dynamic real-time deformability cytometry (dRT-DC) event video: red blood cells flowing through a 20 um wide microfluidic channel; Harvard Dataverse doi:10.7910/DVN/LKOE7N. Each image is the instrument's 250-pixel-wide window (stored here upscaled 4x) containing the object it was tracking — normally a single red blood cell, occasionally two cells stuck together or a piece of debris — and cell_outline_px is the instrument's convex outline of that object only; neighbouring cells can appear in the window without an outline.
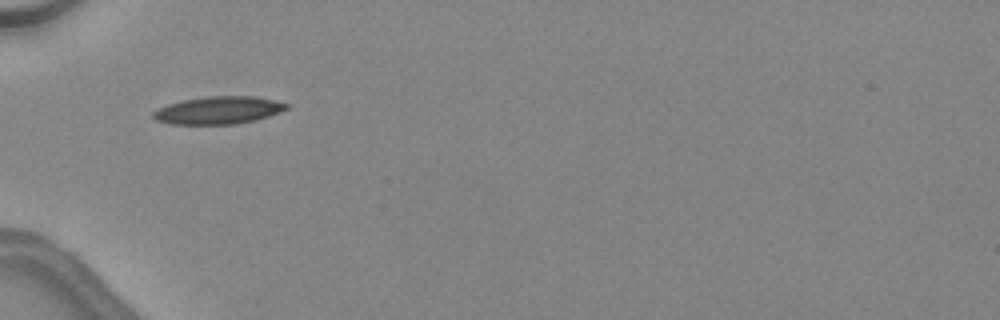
{"species": "common noctule bat (a hibernating species)", "species_latin": "Nyctalus noctula", "temperature_condition": "warm", "stored_images_in_passage": 30, "camera_frame_rate_fps": 3000, "um_per_image_px": 0.085, "animal": {"sex": "female", "body_mass_g": 24.6, "forearm_length_mm": 56.2}, "frame": {"image": 1, "passage_image": 1, "time_ms": 0.0, "image_size_px": [1000, 320], "cell_outline_px": [[288, 108], [280, 112], [256, 120], [236, 124], [168, 124], [156, 120], [152, 116], [152, 112], [168, 104], [184, 100], [212, 96], [252, 96], [272, 100], [288, 104]], "centroid_in_image_um": [18.55, 9.38], "position_along_channel_um": 66.4, "area_um2": 21.21}}
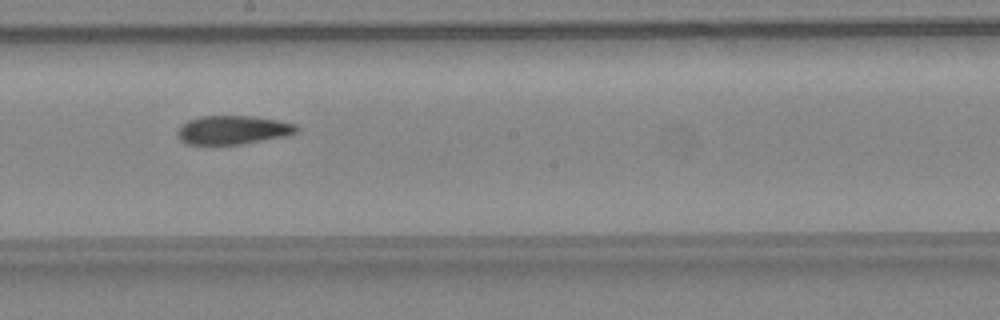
{"frame": {"image": 2, "passage_image": 12, "time_ms": 3.667, "image_size_px": [1000, 320], "cell_outline_px": [[300, 128], [296, 132], [288, 136], [240, 144], [212, 148], [188, 144], [180, 140], [176, 132], [180, 124], [188, 120], [200, 116], [252, 116], [276, 120], [296, 124]], "centroid_in_image_um": [19.72, 11.09], "position_along_channel_um": 228.5, "area_um2": 20.75}}
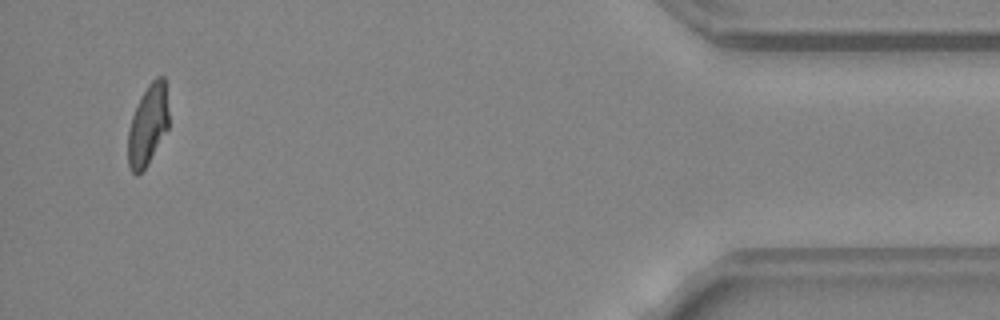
{"frame": {"image": 3, "passage_image": 29, "time_ms": 9.333, "image_size_px": [1000, 320], "cell_outline_px": [[168, 128], [148, 164], [136, 176], [132, 172], [128, 164], [128, 132], [132, 116], [148, 84], [156, 76], [164, 76], [168, 112]], "centroid_in_image_um": [12.57, 10.65], "position_along_channel_um": 422.6, "area_um2": 18.84}, "authors_computed_cell_mechanics": {"area_um2": 20.519, "velocity_mm_per_s": 4.5491, "shape_relaxation_time_tau1_ms": 6.0495, "shape_relaxation_time_tau2_ms": 2.7828, "deformation_change_tau1": 0.2128, "deformation_change_tau2": 0.0978}}